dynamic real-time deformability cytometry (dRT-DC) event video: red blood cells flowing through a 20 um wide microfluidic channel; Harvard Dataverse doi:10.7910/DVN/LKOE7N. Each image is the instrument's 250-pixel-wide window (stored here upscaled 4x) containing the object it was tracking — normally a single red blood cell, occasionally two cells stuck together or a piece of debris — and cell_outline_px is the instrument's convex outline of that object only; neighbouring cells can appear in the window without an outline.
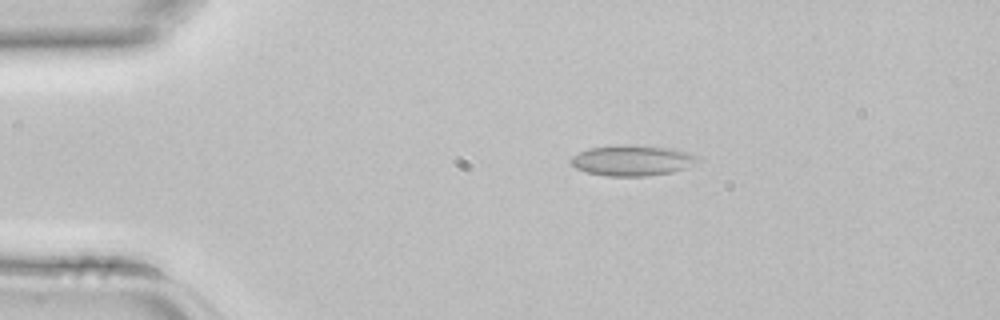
{"species": "common noctule bat (a hibernating species)", "species_latin": "Nyctalus noctula", "temperature_condition": "room temperature", "stored_images_in_passage": 3, "camera_frame_rate_fps": 3000, "um_per_image_px": 0.085, "animal": {"sex": "female", "body_mass_g": 22.7, "forearm_length_mm": 54.2}, "frame": {"image": 1, "passage_image": 2, "time_ms": 0.333, "image_size_px": [1000, 320], "cell_outline_px": [[700, 160], [688, 168], [672, 172], [648, 176], [604, 176], [588, 172], [576, 168], [568, 160], [572, 156], [588, 148], [624, 144], [632, 144], [672, 148], [688, 152], [700, 156]], "centroid_in_image_um": [53.78, 13.63], "position_along_channel_um": 31.2, "area_um2": 23.0}}
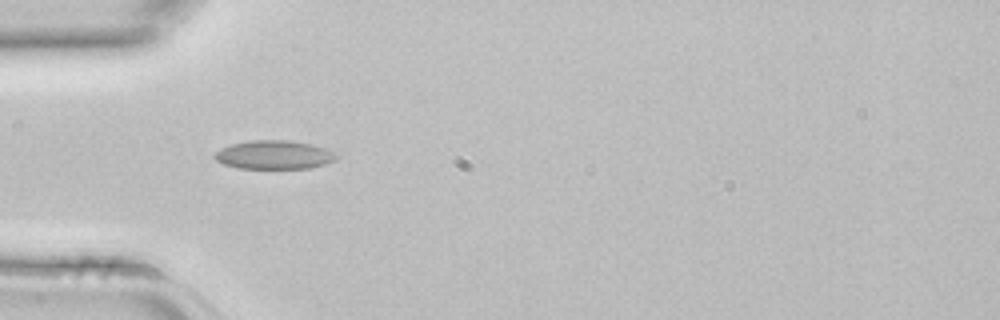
{"frame": {"image": 2, "passage_image": 3, "time_ms": 0.667, "image_size_px": [1000, 320], "cell_outline_px": [[340, 156], [336, 160], [324, 164], [308, 168], [240, 168], [224, 164], [216, 160], [212, 156], [220, 148], [232, 144], [252, 140], [292, 140], [312, 144], [328, 148]], "centroid_in_image_um": [23.34, 13.15], "position_along_channel_um": 61.7, "area_um2": 20.46}}